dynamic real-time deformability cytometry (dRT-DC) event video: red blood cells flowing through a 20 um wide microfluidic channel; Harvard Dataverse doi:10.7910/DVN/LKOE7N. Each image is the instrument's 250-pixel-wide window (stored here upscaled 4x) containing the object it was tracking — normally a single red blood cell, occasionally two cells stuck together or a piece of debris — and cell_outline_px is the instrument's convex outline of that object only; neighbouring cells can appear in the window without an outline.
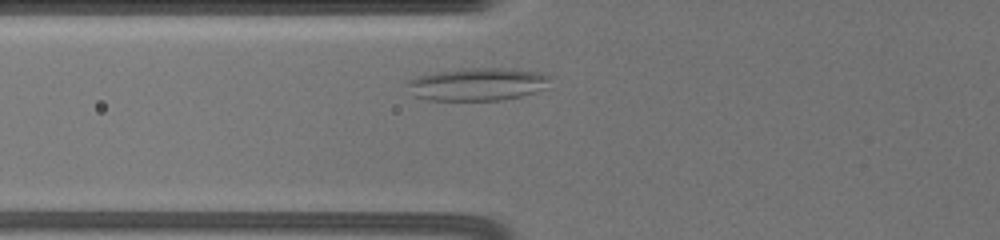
{"species": "common noctule bat (a hibernating species)", "species_latin": "Nyctalus noctula", "temperature_condition": "warm", "stored_images_in_passage": 27, "camera_frame_rate_fps": 3000, "um_per_image_px": 0.085, "animal": {"sex": "female", "body_mass_g": 19.5, "forearm_length_mm": 54.1}, "frame": {"image": 1, "passage_image": 4, "time_ms": 1.667, "image_size_px": [1000, 240], "cell_outline_px": [[552, 76], [544, 88], [520, 96], [500, 100], [428, 100], [412, 96], [408, 84], [408, 80], [420, 76], [436, 72], [468, 68], [504, 68], [544, 72]], "centroid_in_image_um": [40.6, 7.15], "position_along_channel_um": 85.2, "area_um2": 27.11}}
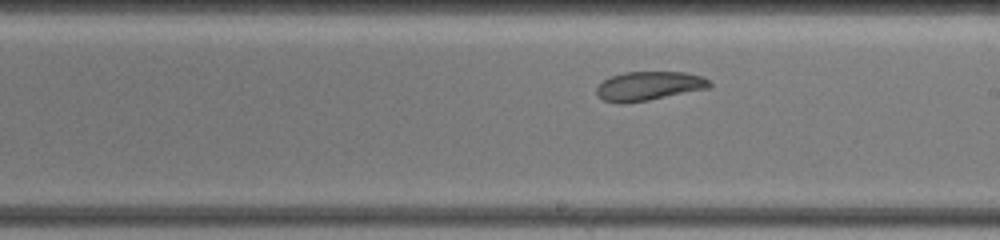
{"frame": {"image": 2, "passage_image": 15, "time_ms": 6.0, "image_size_px": [1000, 240], "cell_outline_px": [[712, 88], [648, 100], [624, 104], [620, 104], [604, 100], [596, 92], [596, 88], [604, 80], [612, 76], [624, 72], [688, 72], [704, 76], [712, 84]], "centroid_in_image_um": [55.22, 7.31], "position_along_channel_um": 233.8, "area_um2": 19.25}}
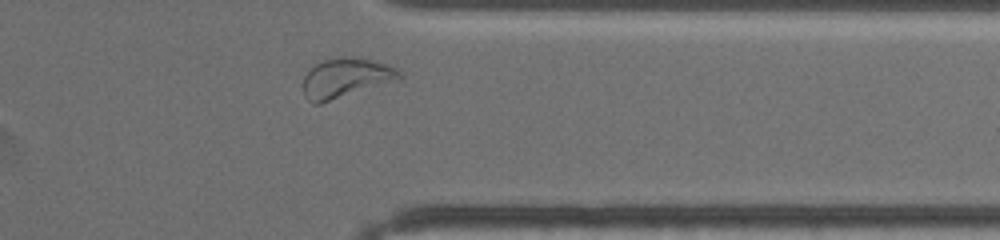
{"frame": {"image": 3, "passage_image": 24, "time_ms": 10.333, "image_size_px": [1000, 240], "cell_outline_px": [[404, 76], [400, 80], [320, 104], [312, 104], [304, 96], [304, 76], [316, 64], [324, 60], [340, 56], [352, 56], [384, 64], [396, 68]], "centroid_in_image_um": [29.4, 6.64], "position_along_channel_um": 382.0, "area_um2": 22.25}}